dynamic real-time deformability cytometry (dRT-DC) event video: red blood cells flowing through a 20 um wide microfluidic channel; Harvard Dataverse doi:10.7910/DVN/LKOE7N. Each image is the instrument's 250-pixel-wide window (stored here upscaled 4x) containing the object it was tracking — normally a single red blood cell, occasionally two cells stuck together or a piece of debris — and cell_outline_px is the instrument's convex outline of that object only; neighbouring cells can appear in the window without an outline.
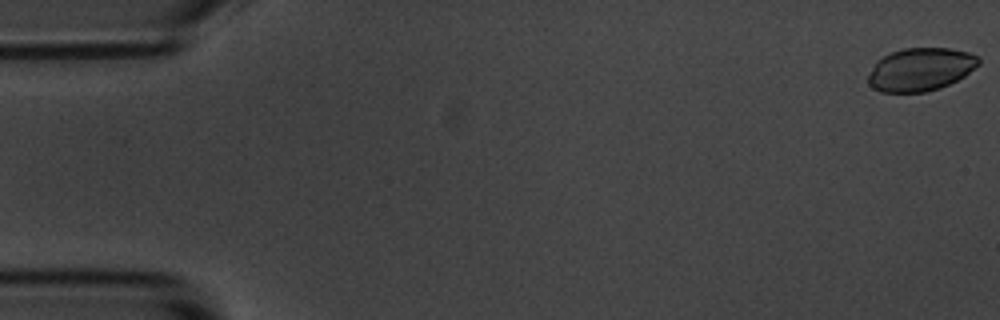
{"species": "common noctule bat (a hibernating species)", "species_latin": "Nyctalus noctula", "temperature_condition": "room temperature", "stored_images_in_passage": 19, "camera_frame_rate_fps": 3000, "um_per_image_px": 0.085, "animal": {"sex": "male", "body_mass_g": 20.1, "forearm_length_mm": 53.5}, "frame": {"image": 1, "passage_image": 1, "time_ms": 0.0, "image_size_px": [1000, 320], "cell_outline_px": [[980, 64], [964, 76], [940, 88], [924, 92], [880, 92], [872, 88], [868, 84], [868, 76], [876, 60], [892, 52], [904, 48], [948, 48], [968, 52], [976, 56], [980, 60]], "centroid_in_image_um": [78.22, 5.9], "position_along_channel_um": 6.8, "area_um2": 27.63}}
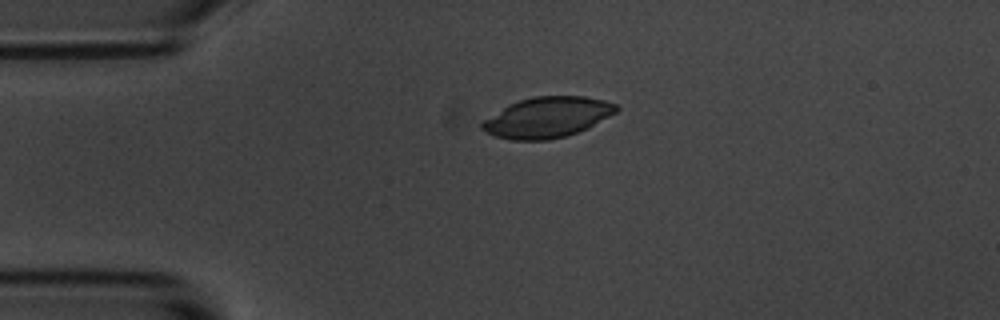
{"frame": {"image": 2, "passage_image": 13, "time_ms": 4.0, "image_size_px": [1000, 320], "cell_outline_px": [[620, 108], [616, 112], [588, 128], [580, 132], [548, 140], [512, 140], [496, 136], [480, 128], [480, 124], [484, 120], [508, 104], [532, 96], [584, 96], [604, 100], [616, 104]], "centroid_in_image_um": [46.54, 9.97], "position_along_channel_um": 38.5, "area_um2": 31.62}}